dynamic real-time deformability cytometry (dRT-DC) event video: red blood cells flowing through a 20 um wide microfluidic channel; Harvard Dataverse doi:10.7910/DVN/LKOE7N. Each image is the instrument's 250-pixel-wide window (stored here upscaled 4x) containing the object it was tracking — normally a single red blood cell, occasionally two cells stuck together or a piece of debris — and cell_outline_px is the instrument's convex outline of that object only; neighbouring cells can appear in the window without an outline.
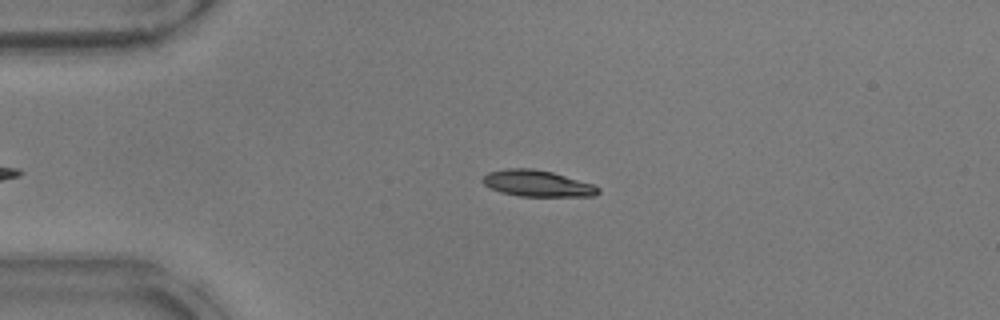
{"species": "common noctule bat (a hibernating species)", "species_latin": "Nyctalus noctula", "temperature_condition": "warm", "stored_images_in_passage": 38, "camera_frame_rate_fps": 3000, "um_per_image_px": 0.085, "animal": {"sex": "male", "body_mass_g": 17.9}, "frame": {"image": 1, "passage_image": 3, "time_ms": 0.667, "image_size_px": [1000, 320], "cell_outline_px": [[600, 192], [592, 196], [520, 196], [504, 192], [492, 188], [484, 184], [484, 176], [488, 172], [508, 168], [528, 168], [552, 172], [592, 184], [600, 188]], "centroid_in_image_um": [45.7, 15.59], "position_along_channel_um": 39.3, "area_um2": 17.28}}
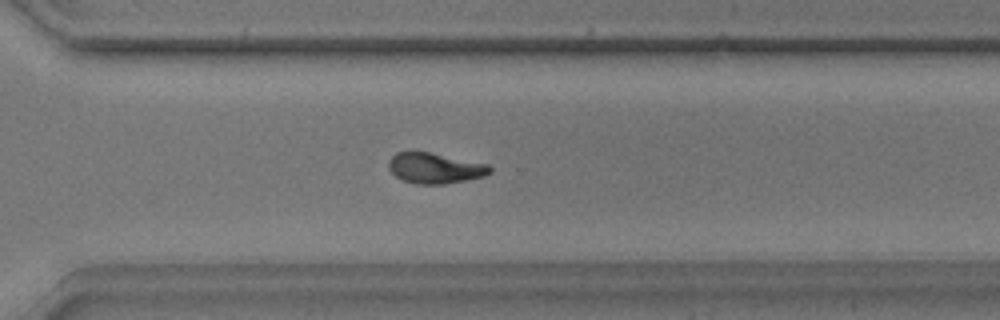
{"frame": {"image": 2, "passage_image": 28, "time_ms": 9.0, "image_size_px": [1000, 320], "cell_outline_px": [[492, 172], [484, 176], [444, 184], [416, 184], [404, 180], [396, 176], [388, 168], [388, 160], [396, 152], [428, 152], [488, 164], [492, 168]], "centroid_in_image_um": [36.96, 14.29], "position_along_channel_um": 333.6, "area_um2": 17.86}}
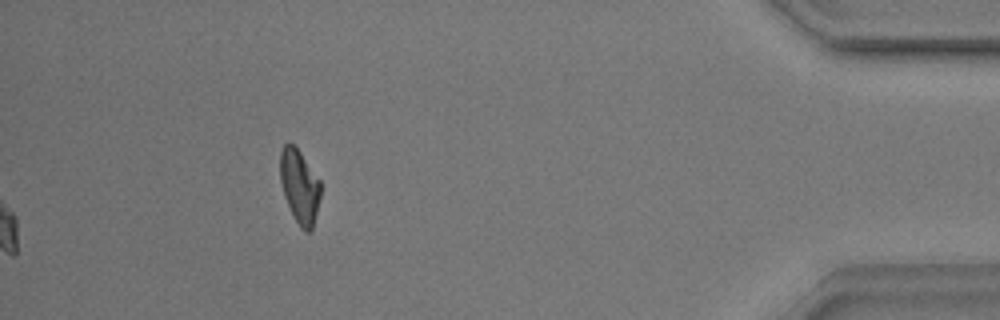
{"frame": {"image": 3, "passage_image": 38, "time_ms": 12.333, "image_size_px": [1000, 320], "cell_outline_px": [[320, 196], [312, 228], [308, 232], [304, 232], [300, 228], [284, 196], [280, 180], [280, 152], [284, 144], [292, 144], [300, 152], [320, 180]], "centroid_in_image_um": [25.45, 15.84], "position_along_channel_um": 409.7, "area_um2": 17.05}, "authors_computed_cell_mechanics": {"area_um2": 17.0221, "velocity_mm_per_s": 3.9037, "shape_relaxation_time_tau1_ms": 8.7336, "shape_relaxation_time_tau2_ms": 5.0061, "deformation_change_tau1": 0.2534, "deformation_change_tau2": 0.1174}}